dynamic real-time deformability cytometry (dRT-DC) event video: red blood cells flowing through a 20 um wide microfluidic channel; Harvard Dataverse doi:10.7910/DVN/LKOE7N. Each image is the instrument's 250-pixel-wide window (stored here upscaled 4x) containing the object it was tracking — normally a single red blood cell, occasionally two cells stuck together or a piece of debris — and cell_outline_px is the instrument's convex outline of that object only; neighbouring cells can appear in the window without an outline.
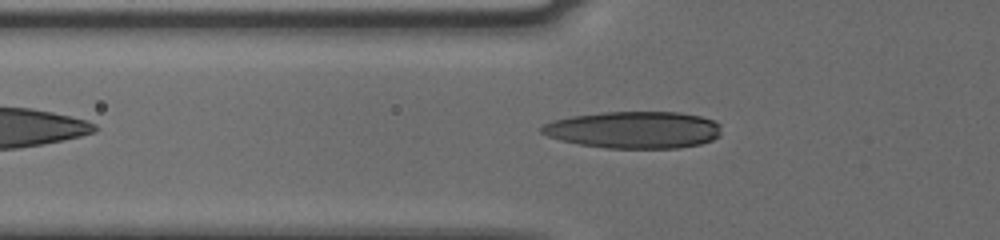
{"species": "human", "species_latin": "Homo sapiens", "temperature_condition": "cold", "stored_images_in_passage": 43, "camera_frame_rate_fps": 3000, "um_per_image_px": 0.085, "donor": {"sex": "male"}, "frame": {"image": 1, "passage_image": 7, "time_ms": 2.0, "image_size_px": [1000, 240], "cell_outline_px": [[720, 136], [712, 140], [700, 144], [680, 148], [604, 148], [580, 144], [560, 140], [548, 136], [540, 132], [540, 128], [544, 124], [552, 120], [572, 116], [600, 112], [680, 112], [700, 116], [712, 120], [720, 124]], "centroid_in_image_um": [53.88, 11.03], "position_along_channel_um": 71.9, "area_um2": 38.9}}
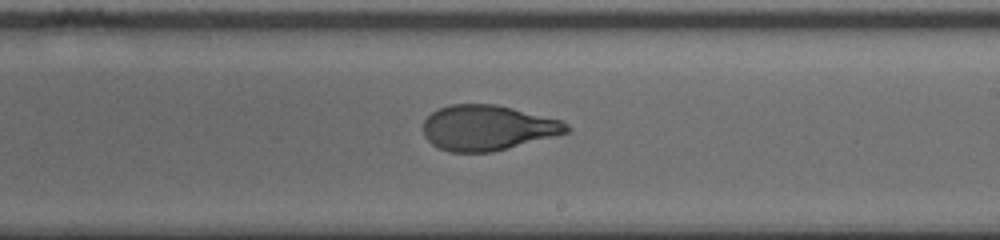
{"frame": {"image": 2, "passage_image": 21, "time_ms": 6.667, "image_size_px": [1000, 240], "cell_outline_px": [[572, 128], [568, 132], [492, 152], [448, 152], [432, 144], [424, 136], [424, 120], [432, 112], [440, 108], [452, 104], [496, 104], [560, 120], [568, 124]], "centroid_in_image_um": [41.42, 10.86], "position_along_channel_um": 247.6, "area_um2": 37.45}}
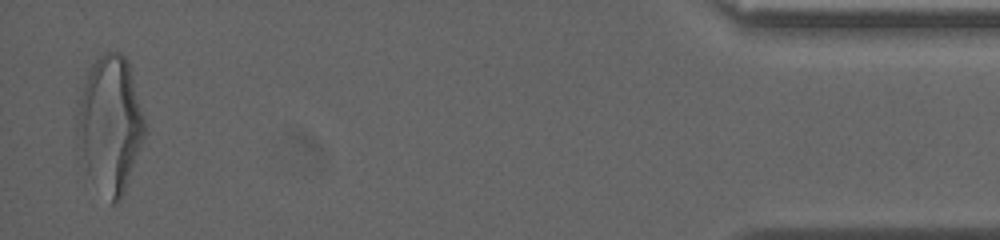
{"frame": {"image": 3, "passage_image": 41, "time_ms": 13.333, "image_size_px": [1000, 240], "cell_outline_px": [[148, 132], [124, 192], [120, 200], [116, 204], [112, 204], [88, 172], [76, 124], [80, 100], [88, 68], [104, 52], [120, 52], [128, 60], [144, 116]], "centroid_in_image_um": [9.43, 10.52], "position_along_channel_um": 425.8, "area_um2": 52.89}}